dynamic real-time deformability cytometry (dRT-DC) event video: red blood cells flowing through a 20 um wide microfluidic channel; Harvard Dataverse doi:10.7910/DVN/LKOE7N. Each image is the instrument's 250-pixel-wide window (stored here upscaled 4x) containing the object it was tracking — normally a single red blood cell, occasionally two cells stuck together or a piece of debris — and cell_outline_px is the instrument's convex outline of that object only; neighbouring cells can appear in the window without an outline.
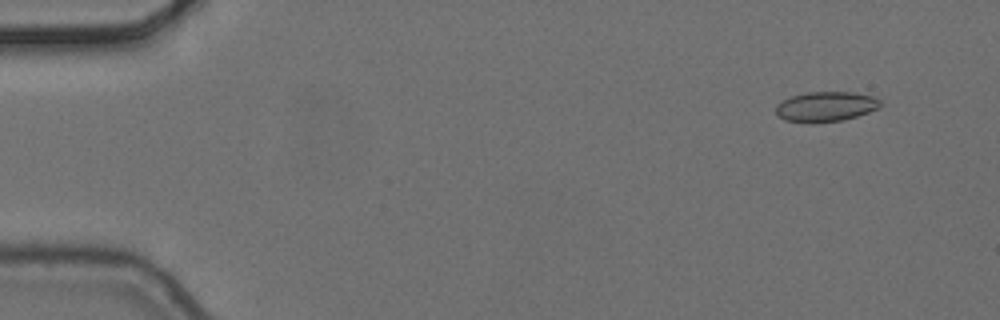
{"species": "common noctule bat (a hibernating species)", "species_latin": "Nyctalus noctula", "temperature_condition": "cold", "stored_images_in_passage": 6, "camera_frame_rate_fps": 3000, "um_per_image_px": 0.085, "animal": {"sex": "female", "body_mass_g": 24.6, "forearm_length_mm": 56.2}, "frame": {"image": 1, "passage_image": 2, "time_ms": 0.333, "image_size_px": [1000, 320], "cell_outline_px": [[884, 104], [880, 108], [844, 120], [812, 124], [808, 124], [784, 120], [776, 112], [776, 104], [792, 96], [808, 92], [852, 92], [876, 96]], "centroid_in_image_um": [70.23, 9.07], "position_along_channel_um": 14.8, "area_um2": 18.61}}
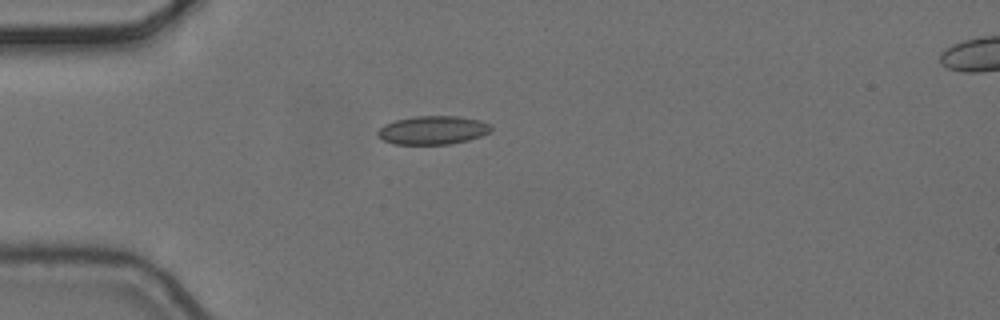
{"frame": {"image": 2, "passage_image": 5, "time_ms": 1.333, "image_size_px": [1000, 320], "cell_outline_px": [[492, 128], [488, 132], [480, 136], [468, 140], [452, 144], [392, 144], [376, 136], [376, 132], [384, 124], [396, 120], [416, 116], [460, 116], [480, 120], [488, 124]], "centroid_in_image_um": [36.75, 11.06], "position_along_channel_um": 48.2, "area_um2": 18.84}}